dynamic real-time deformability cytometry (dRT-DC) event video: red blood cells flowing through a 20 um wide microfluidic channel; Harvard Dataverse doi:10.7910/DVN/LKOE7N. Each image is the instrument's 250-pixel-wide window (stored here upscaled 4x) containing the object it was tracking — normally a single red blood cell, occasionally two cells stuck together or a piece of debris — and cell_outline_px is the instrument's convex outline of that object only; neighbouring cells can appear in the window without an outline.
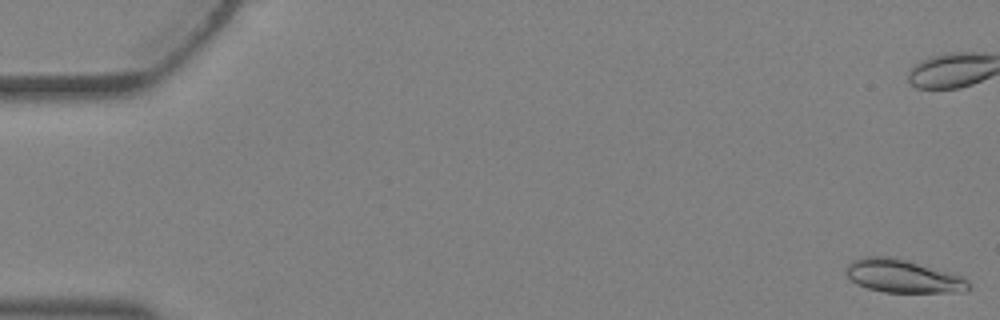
{"species": "Egyptian fruit bat (a non-hibernating species)", "species_latin": "Rousettus aegyptiacus", "temperature_condition": "warm", "stored_images_in_passage": 6, "camera_frame_rate_fps": 3000, "um_per_image_px": 0.085, "animal": {"sex": "female"}, "frame": {"image": 1, "passage_image": 1, "time_ms": 0.0, "image_size_px": [1000, 320], "cell_outline_px": [[972, 288], [964, 292], [884, 292], [868, 288], [856, 284], [844, 272], [848, 264], [852, 260], [864, 256], [896, 256], [956, 272], [964, 276], [972, 284]], "centroid_in_image_um": [76.84, 23.44], "position_along_channel_um": 8.2, "area_um2": 24.62}}